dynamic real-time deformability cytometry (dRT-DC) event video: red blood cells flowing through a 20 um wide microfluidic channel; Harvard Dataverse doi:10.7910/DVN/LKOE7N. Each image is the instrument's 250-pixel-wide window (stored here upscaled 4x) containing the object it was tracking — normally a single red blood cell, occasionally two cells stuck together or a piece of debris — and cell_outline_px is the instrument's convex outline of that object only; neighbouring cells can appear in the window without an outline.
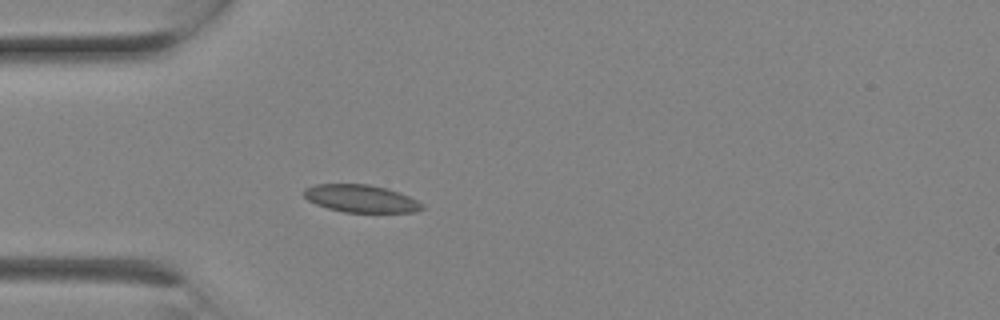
{"species": "Egyptian fruit bat (a non-hibernating species)", "species_latin": "Rousettus aegyptiacus", "temperature_condition": "room temperature", "stored_images_in_passage": 1, "camera_frame_rate_fps": 3000, "um_per_image_px": 0.085, "animal": {"sex": "female"}, "frame": {"image": 1, "passage_image": 1, "time_ms": 0.0, "image_size_px": [1000, 320], "cell_outline_px": [[424, 208], [416, 212], [344, 212], [328, 208], [316, 204], [308, 200], [300, 192], [304, 188], [316, 184], [368, 184], [388, 188], [400, 192], [424, 204]], "centroid_in_image_um": [30.66, 16.87], "position_along_channel_um": 54.3, "area_um2": 19.13}}